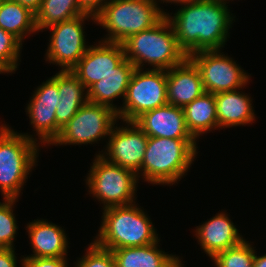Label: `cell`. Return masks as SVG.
Returning <instances> with one entry per match:
<instances>
[{
    "label": "cell",
    "mask_w": 266,
    "mask_h": 267,
    "mask_svg": "<svg viewBox=\"0 0 266 267\" xmlns=\"http://www.w3.org/2000/svg\"><path fill=\"white\" fill-rule=\"evenodd\" d=\"M26 228L34 253L27 257H66L69 246L64 228L45 219L34 220L28 223Z\"/></svg>",
    "instance_id": "cell-18"
},
{
    "label": "cell",
    "mask_w": 266,
    "mask_h": 267,
    "mask_svg": "<svg viewBox=\"0 0 266 267\" xmlns=\"http://www.w3.org/2000/svg\"><path fill=\"white\" fill-rule=\"evenodd\" d=\"M25 112L30 118V124L36 131L41 146H50L58 137L61 128L56 123V106H58V72L47 79L33 91Z\"/></svg>",
    "instance_id": "cell-13"
},
{
    "label": "cell",
    "mask_w": 266,
    "mask_h": 267,
    "mask_svg": "<svg viewBox=\"0 0 266 267\" xmlns=\"http://www.w3.org/2000/svg\"><path fill=\"white\" fill-rule=\"evenodd\" d=\"M218 1H220V2H222V3H224V4H229V0H218ZM228 1V2H227ZM233 1V0H232Z\"/></svg>",
    "instance_id": "cell-37"
},
{
    "label": "cell",
    "mask_w": 266,
    "mask_h": 267,
    "mask_svg": "<svg viewBox=\"0 0 266 267\" xmlns=\"http://www.w3.org/2000/svg\"><path fill=\"white\" fill-rule=\"evenodd\" d=\"M21 43L11 33L0 28V71L2 73H14L18 69L21 57Z\"/></svg>",
    "instance_id": "cell-27"
},
{
    "label": "cell",
    "mask_w": 266,
    "mask_h": 267,
    "mask_svg": "<svg viewBox=\"0 0 266 267\" xmlns=\"http://www.w3.org/2000/svg\"><path fill=\"white\" fill-rule=\"evenodd\" d=\"M0 28L11 33L21 43L27 35L38 33L35 14L12 0H0Z\"/></svg>",
    "instance_id": "cell-24"
},
{
    "label": "cell",
    "mask_w": 266,
    "mask_h": 267,
    "mask_svg": "<svg viewBox=\"0 0 266 267\" xmlns=\"http://www.w3.org/2000/svg\"><path fill=\"white\" fill-rule=\"evenodd\" d=\"M86 177L89 194L103 204V209L136 203L137 174L108 162L96 154Z\"/></svg>",
    "instance_id": "cell-7"
},
{
    "label": "cell",
    "mask_w": 266,
    "mask_h": 267,
    "mask_svg": "<svg viewBox=\"0 0 266 267\" xmlns=\"http://www.w3.org/2000/svg\"><path fill=\"white\" fill-rule=\"evenodd\" d=\"M117 120V112L110 107L87 102L61 128L51 145H93L105 137L107 139Z\"/></svg>",
    "instance_id": "cell-9"
},
{
    "label": "cell",
    "mask_w": 266,
    "mask_h": 267,
    "mask_svg": "<svg viewBox=\"0 0 266 267\" xmlns=\"http://www.w3.org/2000/svg\"><path fill=\"white\" fill-rule=\"evenodd\" d=\"M175 3L176 5L179 4V5H182V4H188V3H192V2H196V1H199V0H158V2H161L162 3Z\"/></svg>",
    "instance_id": "cell-35"
},
{
    "label": "cell",
    "mask_w": 266,
    "mask_h": 267,
    "mask_svg": "<svg viewBox=\"0 0 266 267\" xmlns=\"http://www.w3.org/2000/svg\"><path fill=\"white\" fill-rule=\"evenodd\" d=\"M122 46L126 59L138 69H144V63H148L154 70L167 71L188 57L166 17L152 28L131 35Z\"/></svg>",
    "instance_id": "cell-5"
},
{
    "label": "cell",
    "mask_w": 266,
    "mask_h": 267,
    "mask_svg": "<svg viewBox=\"0 0 266 267\" xmlns=\"http://www.w3.org/2000/svg\"><path fill=\"white\" fill-rule=\"evenodd\" d=\"M122 102L117 112L121 122L134 121L146 111L167 105V71L135 68Z\"/></svg>",
    "instance_id": "cell-8"
},
{
    "label": "cell",
    "mask_w": 266,
    "mask_h": 267,
    "mask_svg": "<svg viewBox=\"0 0 266 267\" xmlns=\"http://www.w3.org/2000/svg\"><path fill=\"white\" fill-rule=\"evenodd\" d=\"M214 98L219 130L254 123L253 99L248 94L235 90L216 93Z\"/></svg>",
    "instance_id": "cell-19"
},
{
    "label": "cell",
    "mask_w": 266,
    "mask_h": 267,
    "mask_svg": "<svg viewBox=\"0 0 266 267\" xmlns=\"http://www.w3.org/2000/svg\"><path fill=\"white\" fill-rule=\"evenodd\" d=\"M12 1L18 2L22 6L28 8L34 14H36L39 11L42 4V0H12Z\"/></svg>",
    "instance_id": "cell-33"
},
{
    "label": "cell",
    "mask_w": 266,
    "mask_h": 267,
    "mask_svg": "<svg viewBox=\"0 0 266 267\" xmlns=\"http://www.w3.org/2000/svg\"><path fill=\"white\" fill-rule=\"evenodd\" d=\"M173 267H184L182 260L180 259Z\"/></svg>",
    "instance_id": "cell-36"
},
{
    "label": "cell",
    "mask_w": 266,
    "mask_h": 267,
    "mask_svg": "<svg viewBox=\"0 0 266 267\" xmlns=\"http://www.w3.org/2000/svg\"><path fill=\"white\" fill-rule=\"evenodd\" d=\"M183 110L187 129L195 140L203 134L218 129L214 94L204 92L187 104Z\"/></svg>",
    "instance_id": "cell-23"
},
{
    "label": "cell",
    "mask_w": 266,
    "mask_h": 267,
    "mask_svg": "<svg viewBox=\"0 0 266 267\" xmlns=\"http://www.w3.org/2000/svg\"><path fill=\"white\" fill-rule=\"evenodd\" d=\"M166 13L157 0H109L96 24L108 32L102 41L122 43L131 35L155 26Z\"/></svg>",
    "instance_id": "cell-6"
},
{
    "label": "cell",
    "mask_w": 266,
    "mask_h": 267,
    "mask_svg": "<svg viewBox=\"0 0 266 267\" xmlns=\"http://www.w3.org/2000/svg\"><path fill=\"white\" fill-rule=\"evenodd\" d=\"M253 267H266V254L258 256L255 251L254 265Z\"/></svg>",
    "instance_id": "cell-34"
},
{
    "label": "cell",
    "mask_w": 266,
    "mask_h": 267,
    "mask_svg": "<svg viewBox=\"0 0 266 267\" xmlns=\"http://www.w3.org/2000/svg\"><path fill=\"white\" fill-rule=\"evenodd\" d=\"M109 0H78L79 9L82 14L97 18Z\"/></svg>",
    "instance_id": "cell-31"
},
{
    "label": "cell",
    "mask_w": 266,
    "mask_h": 267,
    "mask_svg": "<svg viewBox=\"0 0 266 267\" xmlns=\"http://www.w3.org/2000/svg\"><path fill=\"white\" fill-rule=\"evenodd\" d=\"M194 231L198 243L210 259L245 239L226 212L216 213L214 217L197 226Z\"/></svg>",
    "instance_id": "cell-17"
},
{
    "label": "cell",
    "mask_w": 266,
    "mask_h": 267,
    "mask_svg": "<svg viewBox=\"0 0 266 267\" xmlns=\"http://www.w3.org/2000/svg\"><path fill=\"white\" fill-rule=\"evenodd\" d=\"M126 58L122 43L98 41L89 46L71 72L88 90L106 78Z\"/></svg>",
    "instance_id": "cell-14"
},
{
    "label": "cell",
    "mask_w": 266,
    "mask_h": 267,
    "mask_svg": "<svg viewBox=\"0 0 266 267\" xmlns=\"http://www.w3.org/2000/svg\"><path fill=\"white\" fill-rule=\"evenodd\" d=\"M166 13L180 48L187 56L206 50H221L229 38L233 17L229 5L218 0H199L182 4Z\"/></svg>",
    "instance_id": "cell-1"
},
{
    "label": "cell",
    "mask_w": 266,
    "mask_h": 267,
    "mask_svg": "<svg viewBox=\"0 0 266 267\" xmlns=\"http://www.w3.org/2000/svg\"><path fill=\"white\" fill-rule=\"evenodd\" d=\"M134 70L135 66L125 58L105 79H100L87 90L88 102L105 105L118 112V107L113 101L121 97L124 101Z\"/></svg>",
    "instance_id": "cell-20"
},
{
    "label": "cell",
    "mask_w": 266,
    "mask_h": 267,
    "mask_svg": "<svg viewBox=\"0 0 266 267\" xmlns=\"http://www.w3.org/2000/svg\"><path fill=\"white\" fill-rule=\"evenodd\" d=\"M32 136L18 133L4 123L0 125V192L3 199H18L38 162L41 146Z\"/></svg>",
    "instance_id": "cell-4"
},
{
    "label": "cell",
    "mask_w": 266,
    "mask_h": 267,
    "mask_svg": "<svg viewBox=\"0 0 266 267\" xmlns=\"http://www.w3.org/2000/svg\"><path fill=\"white\" fill-rule=\"evenodd\" d=\"M134 122L148 137L194 139L187 129L182 107L167 104L142 113Z\"/></svg>",
    "instance_id": "cell-15"
},
{
    "label": "cell",
    "mask_w": 266,
    "mask_h": 267,
    "mask_svg": "<svg viewBox=\"0 0 266 267\" xmlns=\"http://www.w3.org/2000/svg\"><path fill=\"white\" fill-rule=\"evenodd\" d=\"M82 15L78 0H42L39 11L35 14L38 32L51 25Z\"/></svg>",
    "instance_id": "cell-25"
},
{
    "label": "cell",
    "mask_w": 266,
    "mask_h": 267,
    "mask_svg": "<svg viewBox=\"0 0 266 267\" xmlns=\"http://www.w3.org/2000/svg\"><path fill=\"white\" fill-rule=\"evenodd\" d=\"M141 208L132 203L104 209L94 242L111 251L160 242L150 217Z\"/></svg>",
    "instance_id": "cell-3"
},
{
    "label": "cell",
    "mask_w": 266,
    "mask_h": 267,
    "mask_svg": "<svg viewBox=\"0 0 266 267\" xmlns=\"http://www.w3.org/2000/svg\"><path fill=\"white\" fill-rule=\"evenodd\" d=\"M204 92L200 72L189 57L167 70L168 104L184 108Z\"/></svg>",
    "instance_id": "cell-16"
},
{
    "label": "cell",
    "mask_w": 266,
    "mask_h": 267,
    "mask_svg": "<svg viewBox=\"0 0 266 267\" xmlns=\"http://www.w3.org/2000/svg\"><path fill=\"white\" fill-rule=\"evenodd\" d=\"M59 100L55 116L62 128L88 102V91L71 71H58Z\"/></svg>",
    "instance_id": "cell-21"
},
{
    "label": "cell",
    "mask_w": 266,
    "mask_h": 267,
    "mask_svg": "<svg viewBox=\"0 0 266 267\" xmlns=\"http://www.w3.org/2000/svg\"><path fill=\"white\" fill-rule=\"evenodd\" d=\"M197 66L205 92L212 94L243 90L251 75L221 50L199 51L188 56ZM243 87V88H242Z\"/></svg>",
    "instance_id": "cell-10"
},
{
    "label": "cell",
    "mask_w": 266,
    "mask_h": 267,
    "mask_svg": "<svg viewBox=\"0 0 266 267\" xmlns=\"http://www.w3.org/2000/svg\"><path fill=\"white\" fill-rule=\"evenodd\" d=\"M15 248H0V267H17Z\"/></svg>",
    "instance_id": "cell-32"
},
{
    "label": "cell",
    "mask_w": 266,
    "mask_h": 267,
    "mask_svg": "<svg viewBox=\"0 0 266 267\" xmlns=\"http://www.w3.org/2000/svg\"><path fill=\"white\" fill-rule=\"evenodd\" d=\"M244 239L238 245L217 253L211 260L216 267H253L255 247Z\"/></svg>",
    "instance_id": "cell-26"
},
{
    "label": "cell",
    "mask_w": 266,
    "mask_h": 267,
    "mask_svg": "<svg viewBox=\"0 0 266 267\" xmlns=\"http://www.w3.org/2000/svg\"><path fill=\"white\" fill-rule=\"evenodd\" d=\"M89 19L96 23L95 18L82 14L46 28L52 32L45 61L58 65L61 71H71L90 46L87 45L83 25Z\"/></svg>",
    "instance_id": "cell-11"
},
{
    "label": "cell",
    "mask_w": 266,
    "mask_h": 267,
    "mask_svg": "<svg viewBox=\"0 0 266 267\" xmlns=\"http://www.w3.org/2000/svg\"><path fill=\"white\" fill-rule=\"evenodd\" d=\"M18 199H3L0 202V248H14L18 223L15 219L14 204Z\"/></svg>",
    "instance_id": "cell-28"
},
{
    "label": "cell",
    "mask_w": 266,
    "mask_h": 267,
    "mask_svg": "<svg viewBox=\"0 0 266 267\" xmlns=\"http://www.w3.org/2000/svg\"><path fill=\"white\" fill-rule=\"evenodd\" d=\"M75 267H115V261L111 250L101 248L92 241L85 255L75 262Z\"/></svg>",
    "instance_id": "cell-29"
},
{
    "label": "cell",
    "mask_w": 266,
    "mask_h": 267,
    "mask_svg": "<svg viewBox=\"0 0 266 267\" xmlns=\"http://www.w3.org/2000/svg\"><path fill=\"white\" fill-rule=\"evenodd\" d=\"M20 259L22 267H68L66 257L38 258L24 257Z\"/></svg>",
    "instance_id": "cell-30"
},
{
    "label": "cell",
    "mask_w": 266,
    "mask_h": 267,
    "mask_svg": "<svg viewBox=\"0 0 266 267\" xmlns=\"http://www.w3.org/2000/svg\"><path fill=\"white\" fill-rule=\"evenodd\" d=\"M158 242L112 250L115 267H173L179 260L175 254L162 251Z\"/></svg>",
    "instance_id": "cell-22"
},
{
    "label": "cell",
    "mask_w": 266,
    "mask_h": 267,
    "mask_svg": "<svg viewBox=\"0 0 266 267\" xmlns=\"http://www.w3.org/2000/svg\"><path fill=\"white\" fill-rule=\"evenodd\" d=\"M197 140L148 137L138 179L155 185H174L187 175L197 156ZM142 176V177H140Z\"/></svg>",
    "instance_id": "cell-2"
},
{
    "label": "cell",
    "mask_w": 266,
    "mask_h": 267,
    "mask_svg": "<svg viewBox=\"0 0 266 267\" xmlns=\"http://www.w3.org/2000/svg\"><path fill=\"white\" fill-rule=\"evenodd\" d=\"M123 123L125 127L114 125L105 150L99 151L98 154L108 162L138 174L141 171L148 135L134 121H123Z\"/></svg>",
    "instance_id": "cell-12"
}]
</instances>
